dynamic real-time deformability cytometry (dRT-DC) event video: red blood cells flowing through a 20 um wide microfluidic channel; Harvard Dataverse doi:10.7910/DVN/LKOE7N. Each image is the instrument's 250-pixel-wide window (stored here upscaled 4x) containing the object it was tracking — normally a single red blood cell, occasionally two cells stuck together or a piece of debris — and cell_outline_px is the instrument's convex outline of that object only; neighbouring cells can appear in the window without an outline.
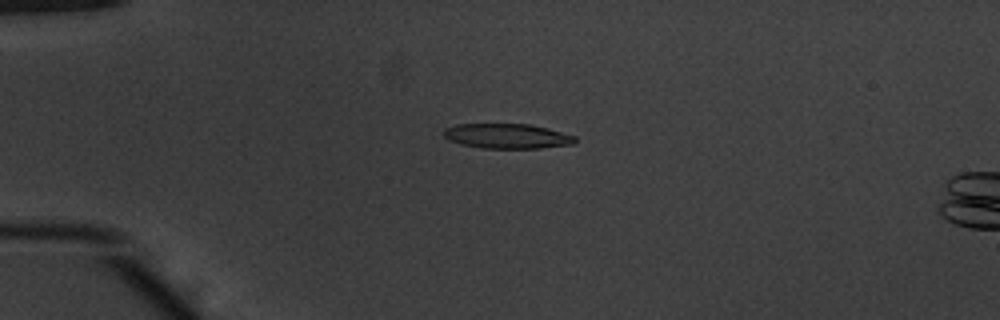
{"species": "common noctule bat (a hibernating species)", "species_latin": "Nyctalus noctula", "temperature_condition": "warm", "stored_images_in_passage": 40, "camera_frame_rate_fps": 3000, "um_per_image_px": 0.085, "animal": {"sex": "male", "body_mass_g": 20.1, "forearm_length_mm": 53.5}, "frame": {"image": 1, "passage_image": 1, "time_ms": 0.0, "image_size_px": [1000, 320], "cell_outline_px": [[576, 144], [540, 148], [484, 148], [460, 144], [448, 140], [444, 136], [444, 128], [456, 124], [532, 124], [548, 128], [576, 136]], "centroid_in_image_um": [43.13, 11.56], "position_along_channel_um": 41.9, "area_um2": 19.19}}
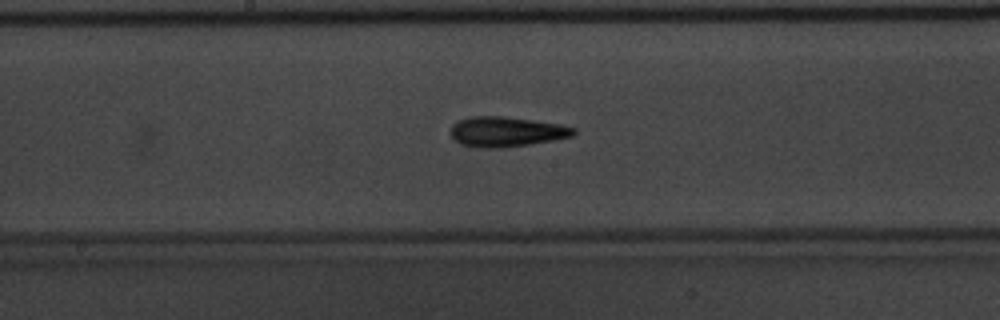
{"frame": {"image": 2, "passage_image": 16, "time_ms": 5.0, "image_size_px": [1000, 320], "cell_outline_px": [[576, 132], [572, 136], [552, 140], [504, 148], [476, 148], [460, 144], [452, 140], [452, 124], [456, 120], [468, 116], [504, 116], [560, 124], [576, 128]], "centroid_in_image_um": [42.98, 11.19], "position_along_channel_um": 205.2, "area_um2": 21.73}}
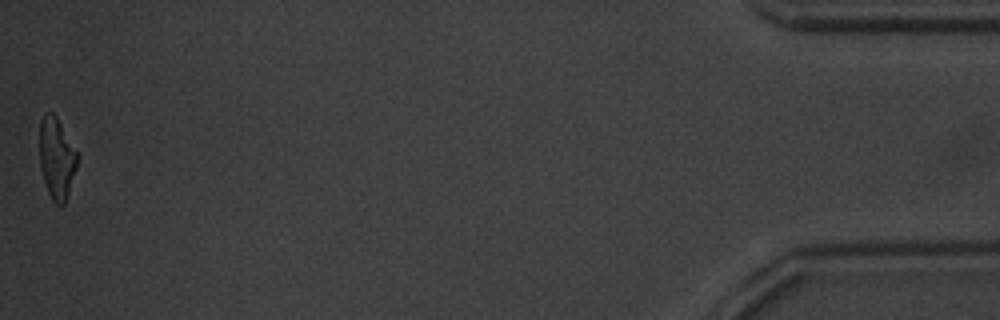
{"frame": {"image": 3, "passage_image": 40, "time_ms": 13.0, "image_size_px": [1000, 320], "cell_outline_px": [[80, 156], [64, 204], [60, 208], [52, 200], [48, 192], [40, 168], [40, 120], [44, 112], [52, 112], [56, 116], [80, 152]], "centroid_in_image_um": [4.84, 13.41], "position_along_channel_um": 430.4, "area_um2": 18.26}, "authors_computed_cell_mechanics": {"area_um2": 19.5075, "velocity_mm_per_s": 3.9121, "shape_relaxation_time_tau1_ms": 4.557, "shape_relaxation_time_tau2_ms": 3.5078, "deformation_change_tau1": 0.1849, "deformation_change_tau2": 0.1532}}